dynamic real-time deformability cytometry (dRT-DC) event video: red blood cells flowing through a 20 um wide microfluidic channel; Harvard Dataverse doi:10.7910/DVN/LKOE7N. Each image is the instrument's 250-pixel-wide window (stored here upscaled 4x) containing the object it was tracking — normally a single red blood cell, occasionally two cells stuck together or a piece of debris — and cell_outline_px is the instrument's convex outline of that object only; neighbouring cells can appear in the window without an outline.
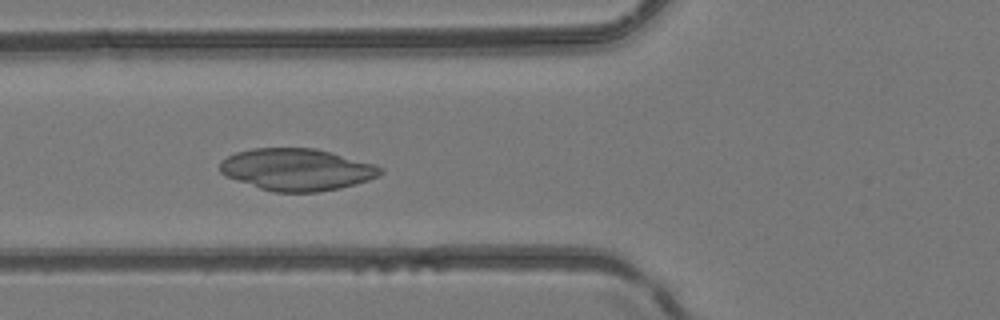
{"species": "common noctule bat (a hibernating species)", "species_latin": "Nyctalus noctula", "temperature_condition": "room temperature", "stored_images_in_passage": 8, "camera_frame_rate_fps": 3000, "um_per_image_px": 0.085, "animal": {"sex": "female", "body_mass_g": 24.6, "forearm_length_mm": 56.2}, "frame": {"image": 1, "passage_image": 6, "time_ms": 5.667, "image_size_px": [1000, 320], "cell_outline_px": [[384, 172], [380, 176], [356, 184], [340, 188], [316, 192], [276, 192], [260, 188], [224, 176], [220, 172], [220, 160], [236, 152], [252, 148], [316, 148], [332, 152], [376, 164], [384, 168]], "centroid_in_image_um": [25.26, 14.4], "position_along_channel_um": 100.5, "area_um2": 39.54}}
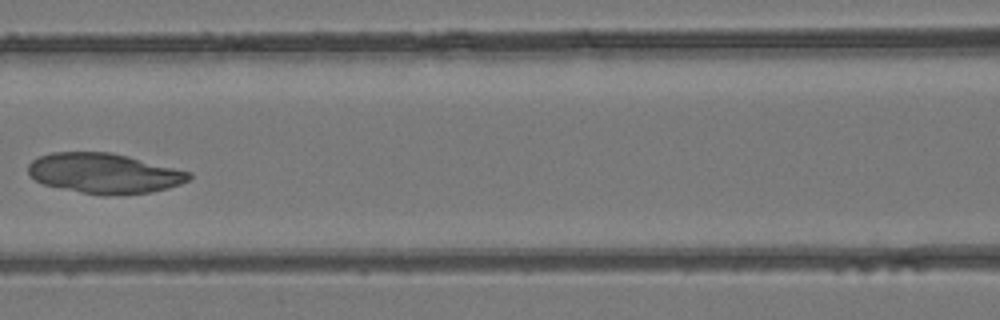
{"frame": {"image": 2, "passage_image": 7, "time_ms": 7.0, "image_size_px": [1000, 320], "cell_outline_px": [[192, 176], [188, 180], [180, 184], [168, 188], [152, 192], [104, 196], [44, 184], [36, 180], [28, 172], [28, 164], [32, 160], [40, 156], [52, 152], [112, 152], [192, 172]], "centroid_in_image_um": [8.89, 14.72], "position_along_channel_um": 157.7, "area_um2": 37.4}}
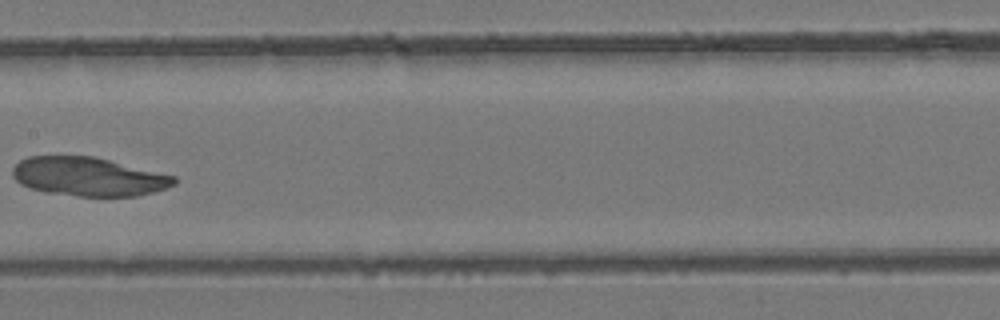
{"frame": {"image": 3, "passage_image": 8, "time_ms": 8.0, "image_size_px": [1000, 320], "cell_outline_px": [[176, 184], [152, 192], [136, 196], [76, 196], [44, 192], [28, 188], [20, 184], [12, 176], [12, 168], [20, 160], [28, 156], [96, 156], [176, 176]], "centroid_in_image_um": [7.49, 15.01], "position_along_channel_um": 199.9, "area_um2": 36.76}}